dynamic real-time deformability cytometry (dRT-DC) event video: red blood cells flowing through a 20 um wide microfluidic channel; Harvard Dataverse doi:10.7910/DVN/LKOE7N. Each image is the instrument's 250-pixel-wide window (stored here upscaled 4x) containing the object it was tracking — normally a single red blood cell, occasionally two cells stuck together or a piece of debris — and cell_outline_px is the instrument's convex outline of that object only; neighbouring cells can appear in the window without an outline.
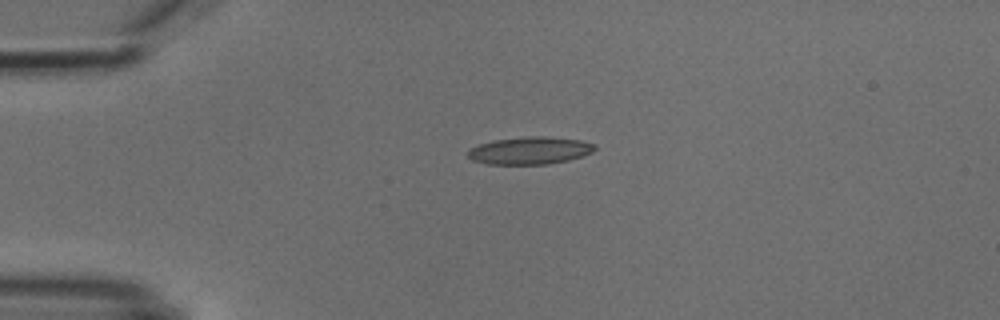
{"species": "common noctule bat (a hibernating species)", "species_latin": "Nyctalus noctula", "temperature_condition": "cold", "stored_images_in_passage": 2, "camera_frame_rate_fps": 3000, "um_per_image_px": 0.085, "animal": {"sex": "male", "body_mass_g": 18.8}, "frame": {"image": 1, "passage_image": 1, "time_ms": 0.0, "image_size_px": [1000, 320], "cell_outline_px": [[596, 148], [592, 152], [568, 160], [548, 164], [488, 164], [472, 160], [468, 156], [468, 148], [480, 144], [496, 140], [528, 136], [544, 136], [580, 140], [596, 144]], "centroid_in_image_um": [45.03, 12.79], "position_along_channel_um": 40.0, "area_um2": 20.17}}